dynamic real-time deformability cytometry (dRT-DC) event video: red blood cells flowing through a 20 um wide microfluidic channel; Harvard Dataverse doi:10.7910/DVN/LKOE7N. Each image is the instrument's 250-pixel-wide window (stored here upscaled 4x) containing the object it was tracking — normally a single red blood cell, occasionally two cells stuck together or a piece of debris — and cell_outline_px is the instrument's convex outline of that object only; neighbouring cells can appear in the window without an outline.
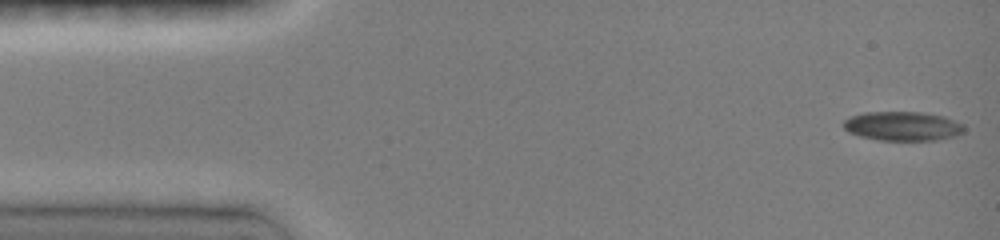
{"species": "common noctule bat (a hibernating species)", "species_latin": "Nyctalus noctula", "temperature_condition": "room temperature", "stored_images_in_passage": 7, "camera_frame_rate_fps": 3000, "um_per_image_px": 0.085, "animal": {"sex": "female", "body_mass_g": 19.0, "forearm_length_mm": 51.5}, "frame": {"image": 1, "passage_image": 1, "time_ms": 0.0, "image_size_px": [1000, 240], "cell_outline_px": [[964, 132], [956, 136], [936, 140], [876, 140], [860, 136], [848, 132], [844, 128], [844, 120], [852, 116], [864, 112], [920, 112], [944, 116], [964, 124]], "centroid_in_image_um": [76.74, 10.72], "position_along_channel_um": 8.3, "area_um2": 20.58}}
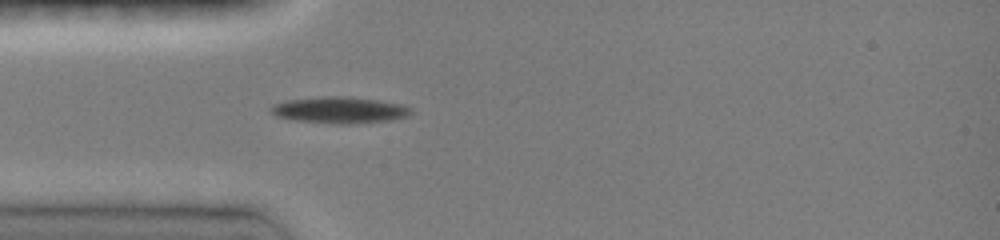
{"frame": {"image": 2, "passage_image": 7, "time_ms": 4.0, "image_size_px": [1000, 240], "cell_outline_px": [[412, 112], [408, 116], [392, 120], [352, 124], [336, 124], [296, 120], [276, 116], [268, 108], [272, 104], [284, 100], [324, 96], [348, 96], [380, 100], [400, 104], [412, 108]], "centroid_in_image_um": [28.86, 9.35], "position_along_channel_um": 56.1, "area_um2": 21.85}}